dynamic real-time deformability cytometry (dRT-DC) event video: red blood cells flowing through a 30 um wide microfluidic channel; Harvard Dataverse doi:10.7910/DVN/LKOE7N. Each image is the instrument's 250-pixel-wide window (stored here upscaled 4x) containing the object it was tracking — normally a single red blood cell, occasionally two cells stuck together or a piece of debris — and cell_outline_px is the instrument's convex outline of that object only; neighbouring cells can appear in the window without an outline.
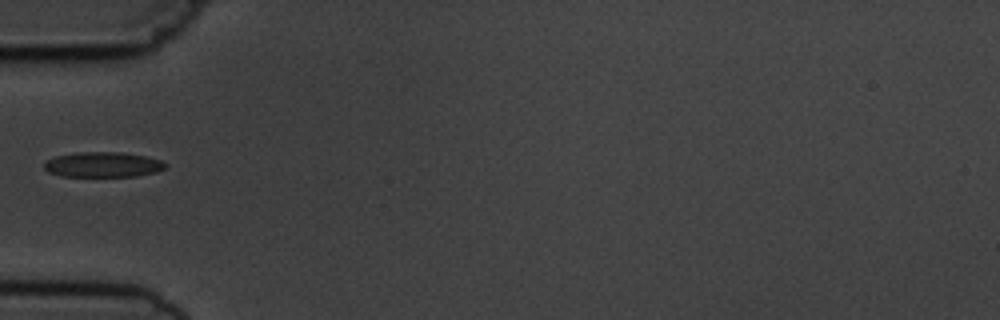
{"species": "common noctule bat (a hibernating species)", "species_latin": "Nyctalus noctula", "temperature_condition": "cold", "stored_images_in_passage": 3, "camera_frame_rate_fps": 3000, "um_per_image_px": 0.085, "animal": {"sex": "male", "body_mass_g": 19.5, "forearm_length_mm": 54.6}, "frame": {"image": 1, "passage_image": 2, "time_ms": 2.0, "image_size_px": [1000, 320], "cell_outline_px": [[168, 164], [164, 168], [156, 172], [136, 176], [60, 176], [48, 172], [44, 168], [44, 164], [48, 160], [56, 156], [76, 152], [120, 152], [148, 156], [160, 160]], "centroid_in_image_um": [8.76, 13.99], "position_along_channel_um": 76.2, "area_um2": 17.8}}
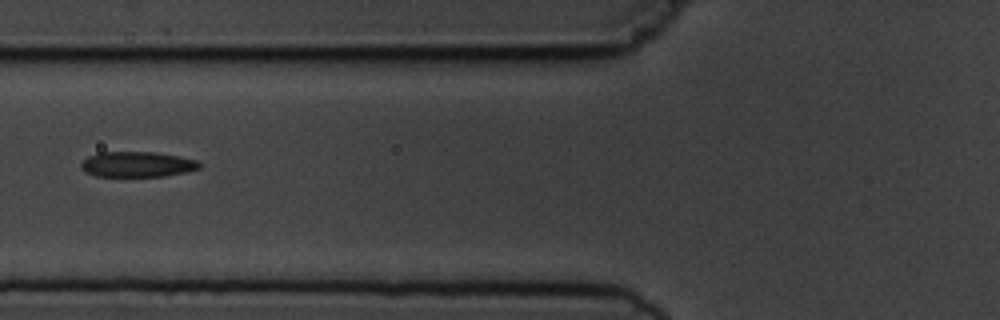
{"frame": {"image": 2, "passage_image": 3, "time_ms": 3.0, "image_size_px": [1000, 320], "cell_outline_px": [[200, 168], [184, 172], [164, 176], [96, 176], [80, 168], [80, 164], [88, 156], [96, 152], [156, 152], [196, 160], [200, 164]], "centroid_in_image_um": [11.62, 13.96], "position_along_channel_um": 114.2, "area_um2": 17.34}}